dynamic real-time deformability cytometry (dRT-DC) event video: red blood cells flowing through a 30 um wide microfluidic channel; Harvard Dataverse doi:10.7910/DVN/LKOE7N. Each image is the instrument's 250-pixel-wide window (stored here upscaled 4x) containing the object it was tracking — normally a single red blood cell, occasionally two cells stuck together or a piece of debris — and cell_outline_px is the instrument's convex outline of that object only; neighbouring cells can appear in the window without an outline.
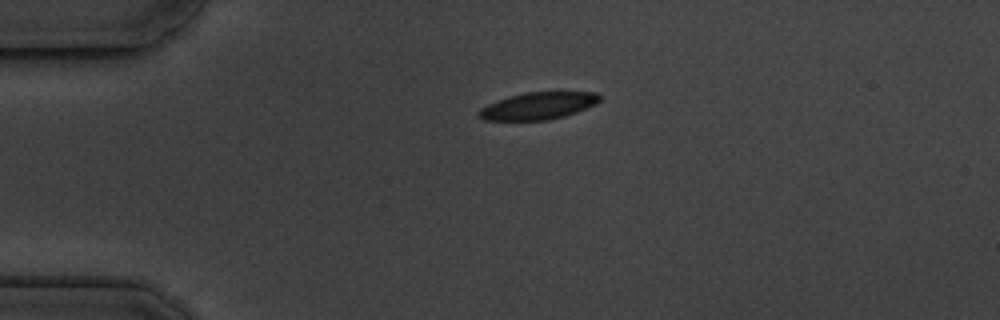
{"species": "common noctule bat (a hibernating species)", "species_latin": "Nyctalus noctula", "temperature_condition": "cold", "stored_images_in_passage": 2, "camera_frame_rate_fps": 3000, "um_per_image_px": 0.085, "animal": {"sex": "male", "body_mass_g": 19.5, "forearm_length_mm": 54.6}, "frame": {"image": 1, "passage_image": 1, "time_ms": 0.0, "image_size_px": [1000, 320], "cell_outline_px": [[600, 100], [596, 104], [576, 112], [564, 116], [548, 120], [484, 120], [476, 116], [476, 112], [480, 108], [496, 100], [508, 96], [528, 92], [596, 92], [600, 96]], "centroid_in_image_um": [45.7, 9.0], "position_along_channel_um": 39.3, "area_um2": 19.19}}